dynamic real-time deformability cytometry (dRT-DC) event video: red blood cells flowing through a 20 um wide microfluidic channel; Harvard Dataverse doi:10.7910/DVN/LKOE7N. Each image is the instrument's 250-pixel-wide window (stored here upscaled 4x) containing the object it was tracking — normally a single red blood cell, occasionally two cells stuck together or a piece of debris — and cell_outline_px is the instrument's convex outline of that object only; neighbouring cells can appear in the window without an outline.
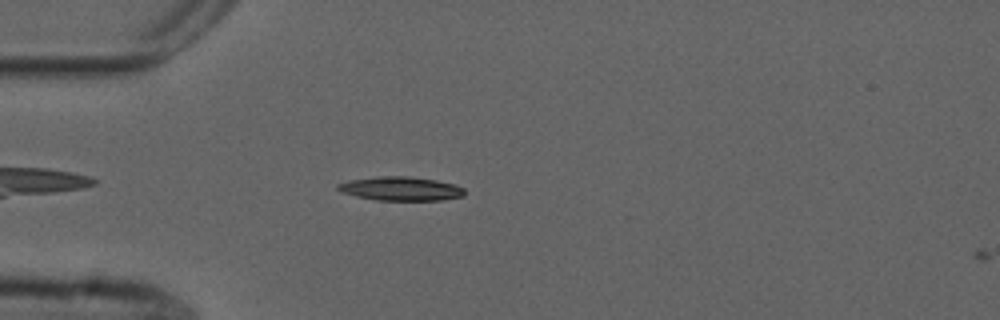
{"species": "common noctule bat (a hibernating species)", "species_latin": "Nyctalus noctula", "temperature_condition": "cold", "stored_images_in_passage": 7, "camera_frame_rate_fps": 3000, "um_per_image_px": 0.085, "animal": {"sex": "male", "forearm_length_mm": 52.5}, "frame": {"image": 1, "passage_image": 6, "time_ms": 1.667, "image_size_px": [1000, 320], "cell_outline_px": [[464, 196], [440, 200], [376, 200], [356, 196], [340, 192], [336, 188], [336, 184], [348, 180], [376, 176], [408, 176], [436, 180], [452, 184], [464, 188]], "centroid_in_image_um": [34.01, 16.03], "position_along_channel_um": 51.0, "area_um2": 17.69}}